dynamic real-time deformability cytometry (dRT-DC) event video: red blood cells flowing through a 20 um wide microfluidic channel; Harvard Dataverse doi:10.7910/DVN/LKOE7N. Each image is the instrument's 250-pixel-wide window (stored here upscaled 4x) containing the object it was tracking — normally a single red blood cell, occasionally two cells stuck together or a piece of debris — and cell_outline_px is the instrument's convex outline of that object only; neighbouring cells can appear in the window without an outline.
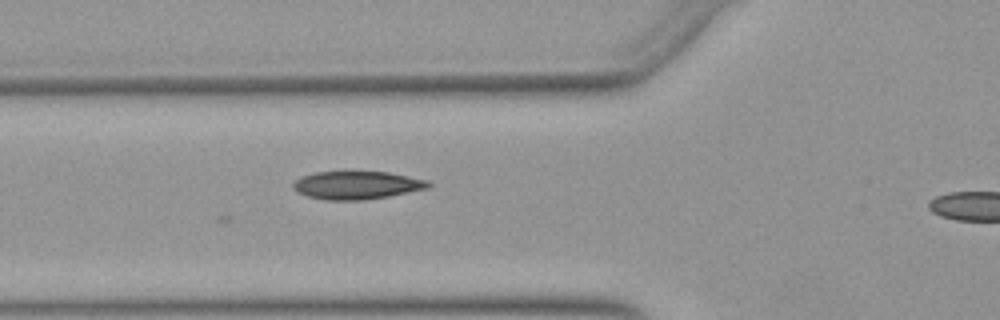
{"species": "Egyptian fruit bat (a non-hibernating species)", "species_latin": "Rousettus aegyptiacus", "temperature_condition": "warm", "stored_images_in_passage": 17, "camera_frame_rate_fps": 3000, "um_per_image_px": 0.085, "animal": {"sex": "female"}, "frame": {"image": 1, "passage_image": 3, "time_ms": 0.667, "image_size_px": [1000, 320], "cell_outline_px": [[432, 184], [428, 188], [388, 196], [364, 200], [324, 200], [308, 196], [296, 192], [292, 188], [292, 184], [300, 176], [316, 172], [388, 172], [428, 180]], "centroid_in_image_um": [30.3, 15.74], "position_along_channel_um": 95.5, "area_um2": 22.08}}
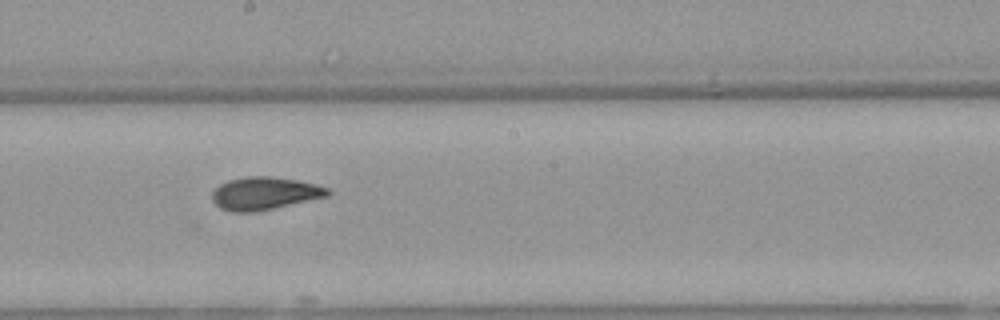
{"frame": {"image": 2, "passage_image": 13, "time_ms": 4.0, "image_size_px": [1000, 320], "cell_outline_px": [[332, 192], [328, 196], [256, 212], [232, 212], [220, 208], [212, 200], [212, 192], [220, 184], [228, 180], [248, 176], [268, 176], [296, 180], [316, 184], [328, 188]], "centroid_in_image_um": [22.48, 16.44], "position_along_channel_um": 225.7, "area_um2": 22.02}}
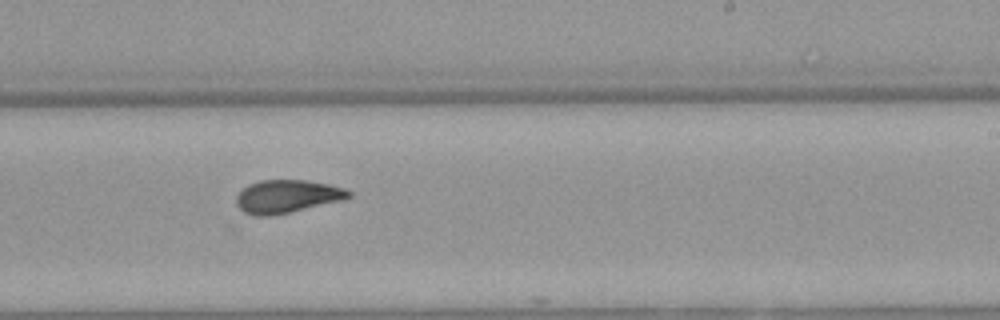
{"frame": {"image": 3, "passage_image": 16, "time_ms": 5.0, "image_size_px": [1000, 320], "cell_outline_px": [[352, 196], [344, 200], [288, 212], [268, 216], [256, 216], [244, 212], [236, 204], [236, 196], [248, 184], [260, 180], [304, 180], [328, 184], [344, 188], [352, 192]], "centroid_in_image_um": [24.41, 16.69], "position_along_channel_um": 264.6, "area_um2": 21.5}}